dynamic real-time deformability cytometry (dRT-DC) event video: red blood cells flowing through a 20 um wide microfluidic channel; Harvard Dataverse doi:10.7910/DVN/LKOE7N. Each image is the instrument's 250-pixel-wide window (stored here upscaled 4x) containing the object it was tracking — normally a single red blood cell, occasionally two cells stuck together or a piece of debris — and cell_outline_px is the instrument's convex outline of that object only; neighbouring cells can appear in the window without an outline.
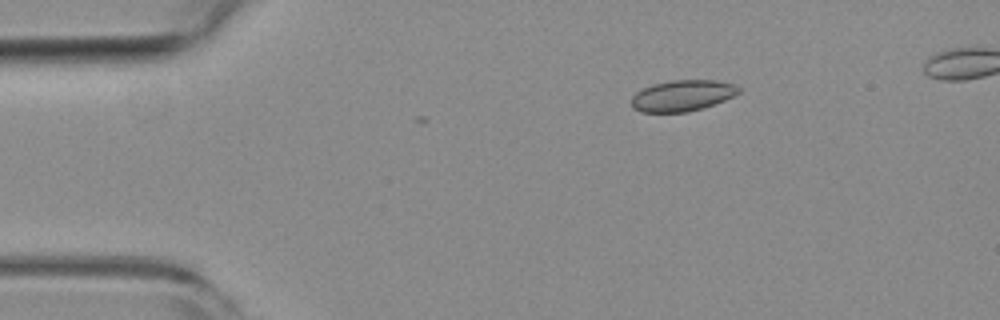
{"species": "common noctule bat (a hibernating species)", "species_latin": "Nyctalus noctula", "temperature_condition": "room temperature", "stored_images_in_passage": 2, "camera_frame_rate_fps": 3000, "um_per_image_px": 0.085, "animal": {"sex": "female", "body_mass_g": 19.3, "forearm_length_mm": 54.1}, "frame": {"image": 1, "passage_image": 2, "time_ms": 0.333, "image_size_px": [1000, 320], "cell_outline_px": [[740, 92], [724, 100], [704, 108], [688, 112], [640, 112], [632, 108], [632, 96], [636, 92], [652, 84], [672, 80], [720, 80], [736, 84], [740, 88]], "centroid_in_image_um": [58.02, 8.12], "position_along_channel_um": 27.0, "area_um2": 19.59}}